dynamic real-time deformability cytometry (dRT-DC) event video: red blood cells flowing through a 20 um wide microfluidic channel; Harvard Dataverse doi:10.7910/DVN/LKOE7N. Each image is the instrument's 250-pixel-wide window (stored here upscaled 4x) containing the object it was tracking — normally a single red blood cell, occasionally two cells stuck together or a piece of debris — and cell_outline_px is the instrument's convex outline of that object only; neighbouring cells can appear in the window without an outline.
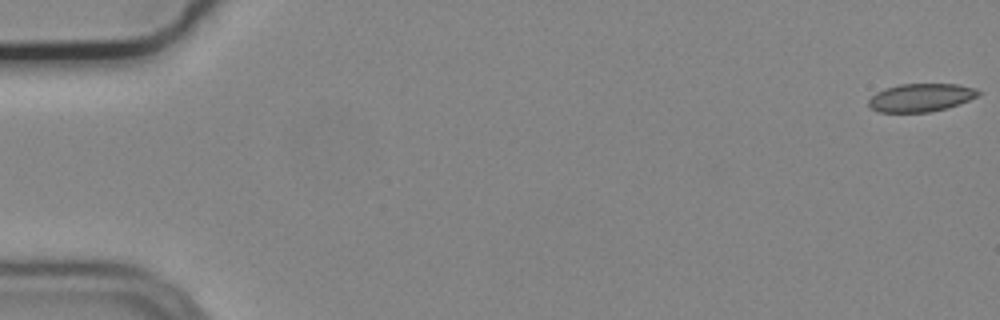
{"species": "common noctule bat (a hibernating species)", "species_latin": "Nyctalus noctula", "temperature_condition": "cold", "stored_images_in_passage": 56, "camera_frame_rate_fps": 3000, "um_per_image_px": 0.085, "animal": {"sex": "male", "body_mass_g": 19.2, "forearm_length_mm": 51.8}, "frame": {"image": 1, "passage_image": 1, "time_ms": 0.0, "image_size_px": [1000, 320], "cell_outline_px": [[980, 92], [976, 96], [968, 100], [944, 108], [928, 112], [880, 112], [868, 108], [868, 100], [876, 92], [884, 88], [900, 84], [956, 84], [976, 88]], "centroid_in_image_um": [78.2, 8.29], "position_along_channel_um": 6.8, "area_um2": 17.8}}
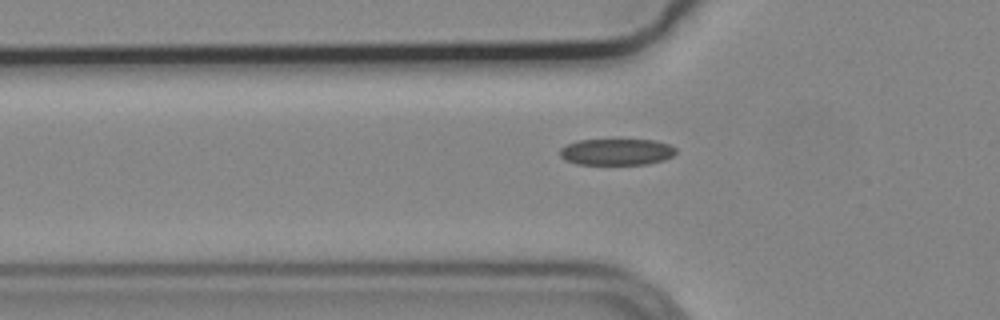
{"frame": {"image": 2, "passage_image": 19, "time_ms": 6.0, "image_size_px": [1000, 320], "cell_outline_px": [[676, 152], [672, 156], [664, 160], [648, 164], [576, 164], [564, 160], [560, 156], [560, 148], [576, 140], [656, 140], [668, 144], [676, 148]], "centroid_in_image_um": [52.4, 12.91], "position_along_channel_um": 73.4, "area_um2": 17.92}}
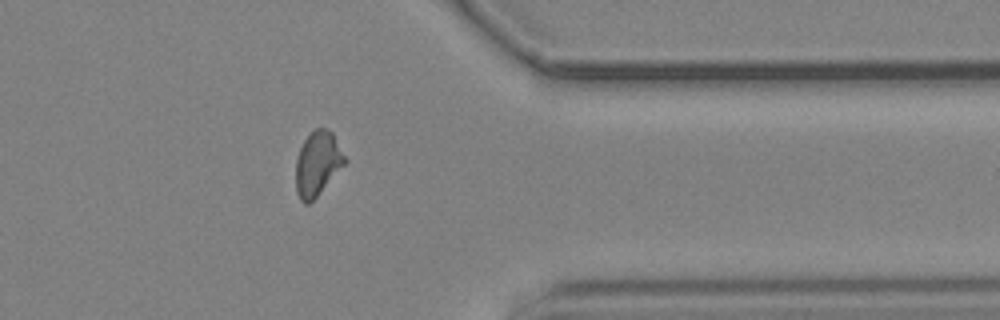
{"frame": {"image": 3, "passage_image": 45, "time_ms": 14.667, "image_size_px": [1000, 320], "cell_outline_px": [[344, 164], [316, 196], [308, 204], [304, 204], [300, 200], [296, 192], [296, 160], [300, 148], [304, 140], [316, 128], [324, 128], [332, 132], [344, 156]], "centroid_in_image_um": [26.95, 13.91], "position_along_channel_um": 384.5, "area_um2": 17.74}, "authors_computed_cell_mechanics": {"area_um2": 18.3804, "velocity_mm_per_s": 3.7283, "shape_relaxation_time_tau1_ms": null, "shape_relaxation_time_tau2_ms": 2.5299, "deformation_change_tau1": null, "deformation_change_tau2": 0.0591}}